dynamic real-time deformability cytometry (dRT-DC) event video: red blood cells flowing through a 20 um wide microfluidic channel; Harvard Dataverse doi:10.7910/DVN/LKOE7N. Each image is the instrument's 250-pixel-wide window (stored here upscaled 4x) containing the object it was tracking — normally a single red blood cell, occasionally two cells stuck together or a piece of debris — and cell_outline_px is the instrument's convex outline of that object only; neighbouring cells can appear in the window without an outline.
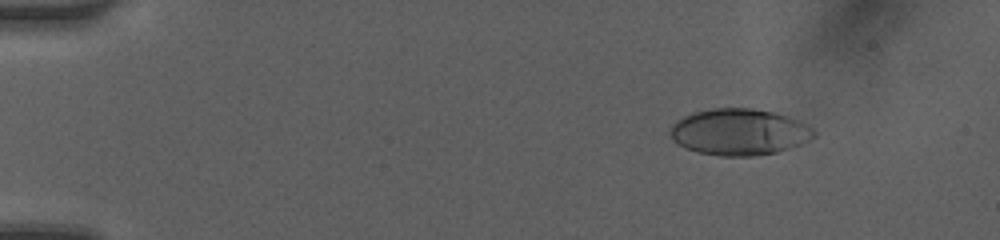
{"species": "human", "species_latin": "Homo sapiens", "temperature_condition": "room temperature", "stored_images_in_passage": 49, "camera_frame_rate_fps": 3000, "um_per_image_px": 0.085, "donor": {"sex": "female"}, "frame": {"image": 1, "passage_image": 6, "time_ms": 1.667, "image_size_px": [1000, 240], "cell_outline_px": [[816, 136], [800, 144], [776, 152], [752, 156], [720, 156], [696, 152], [684, 148], [672, 140], [668, 132], [672, 124], [676, 120], [692, 112], [712, 108], [752, 108], [776, 112], [800, 120], [808, 124], [816, 132]], "centroid_in_image_um": [62.81, 11.21], "position_along_channel_um": 22.2, "area_um2": 39.36}}
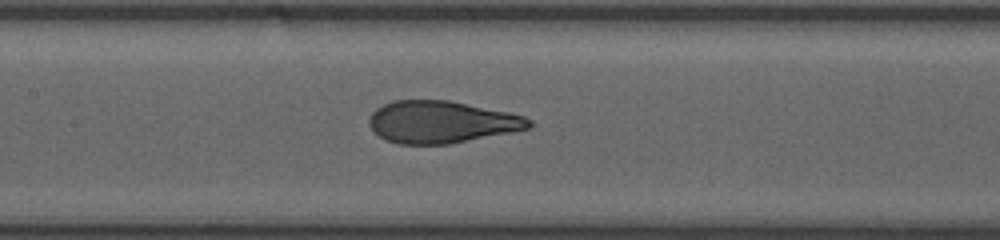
{"frame": {"image": 2, "passage_image": 24, "time_ms": 7.667, "image_size_px": [1000, 240], "cell_outline_px": [[532, 128], [448, 144], [400, 144], [384, 140], [368, 124], [368, 120], [372, 112], [376, 108], [392, 100], [448, 100], [508, 112], [524, 116], [532, 120]], "centroid_in_image_um": [37.51, 10.37], "position_along_channel_um": 169.9, "area_um2": 39.19}}
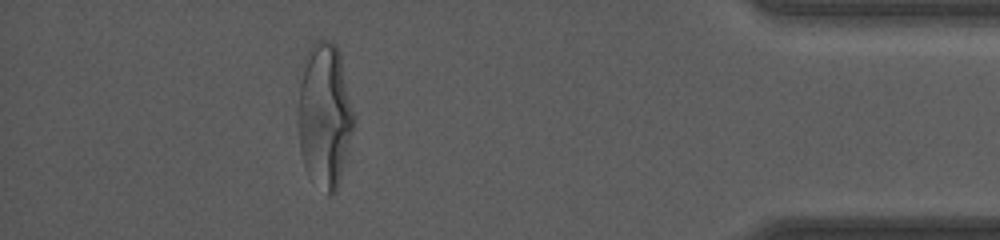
{"frame": {"image": 3, "passage_image": 44, "time_ms": 14.333, "image_size_px": [1000, 240], "cell_outline_px": [[356, 128], [336, 192], [332, 196], [328, 196], [304, 164], [300, 152], [300, 84], [304, 56], [308, 48], [316, 40], [328, 40], [336, 44], [340, 52], [356, 116]], "centroid_in_image_um": [27.67, 9.75], "position_along_channel_um": 407.5, "area_um2": 47.11}, "authors_computed_cell_mechanics": {"area_um2": 39.8242, "velocity_mm_per_s": 4.2078, "shape_relaxation_time_tau1_ms": 5.3212, "shape_relaxation_time_tau2_ms": null, "deformation_change_tau1": 0.2217, "deformation_change_tau2": null}}